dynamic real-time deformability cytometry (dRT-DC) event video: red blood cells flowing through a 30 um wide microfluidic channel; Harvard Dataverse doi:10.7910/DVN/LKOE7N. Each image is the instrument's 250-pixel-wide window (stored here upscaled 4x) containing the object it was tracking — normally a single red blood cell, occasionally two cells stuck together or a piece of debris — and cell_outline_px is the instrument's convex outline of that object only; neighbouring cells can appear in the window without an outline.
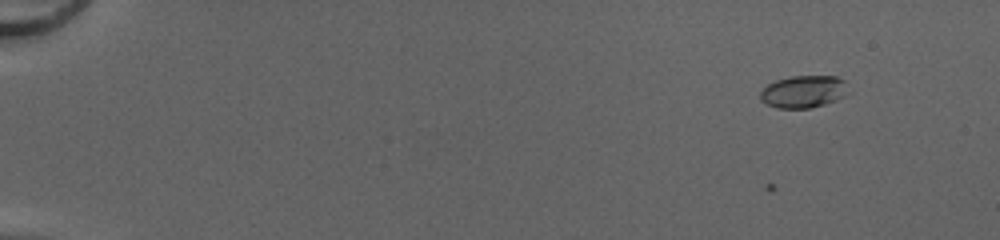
{"species": "common noctule bat (a hibernating species)", "species_latin": "Nyctalus noctula", "temperature_condition": "cold", "stored_images_in_passage": 5, "camera_frame_rate_fps": 3000, "um_per_image_px": 0.085, "animal": {"sex": "female", "body_mass_g": 20.0, "forearm_length_mm": 54.0}, "frame": {"image": 1, "passage_image": 5, "time_ms": 1.333, "image_size_px": [1000, 240], "cell_outline_px": [[852, 92], [844, 96], [824, 104], [808, 108], [776, 108], [760, 100], [760, 92], [768, 84], [776, 80], [792, 76], [836, 76], [844, 80]], "centroid_in_image_um": [68.33, 7.78], "position_along_channel_um": 16.7, "area_um2": 16.65}}